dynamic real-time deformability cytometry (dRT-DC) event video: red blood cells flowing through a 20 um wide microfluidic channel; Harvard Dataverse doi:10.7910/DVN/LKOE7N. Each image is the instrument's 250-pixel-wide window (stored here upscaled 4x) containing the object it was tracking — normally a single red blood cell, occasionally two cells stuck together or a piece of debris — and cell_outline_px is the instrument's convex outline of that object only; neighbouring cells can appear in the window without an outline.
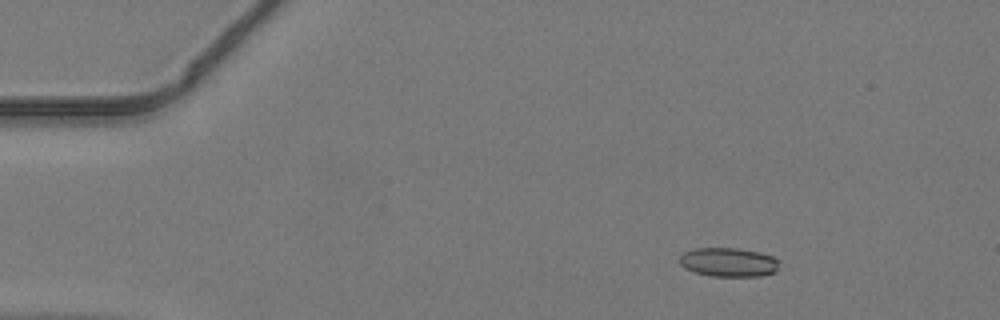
{"species": "common noctule bat (a hibernating species)", "species_latin": "Nyctalus noctula", "temperature_condition": "warm", "stored_images_in_passage": 44, "camera_frame_rate_fps": 3000, "um_per_image_px": 0.085, "animal": {"sex": "male", "body_mass_g": 19.2, "forearm_length_mm": 51.8}, "frame": {"image": 1, "passage_image": 3, "time_ms": 0.667, "image_size_px": [1000, 320], "cell_outline_px": [[780, 260], [776, 272], [760, 276], [712, 276], [696, 272], [684, 268], [680, 264], [680, 256], [684, 252], [696, 248], [740, 248], [760, 252], [772, 256]], "centroid_in_image_um": [61.96, 22.28], "position_along_channel_um": 23.0, "area_um2": 16.94}}
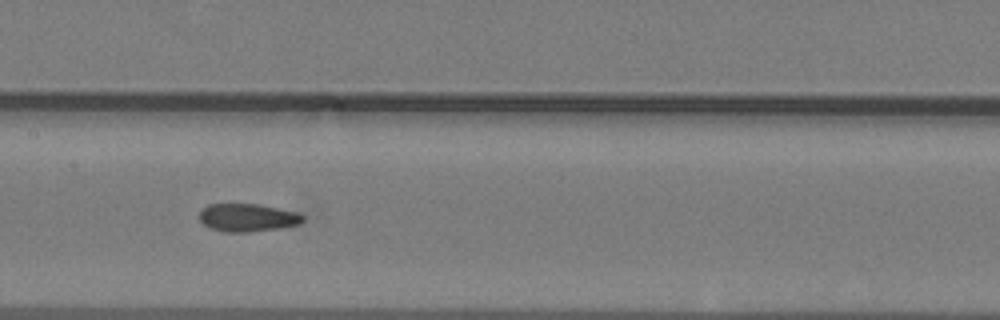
{"frame": {"image": 2, "passage_image": 20, "time_ms": 6.333, "image_size_px": [1000, 320], "cell_outline_px": [[304, 220], [300, 224], [280, 228], [248, 232], [224, 232], [212, 228], [204, 224], [200, 220], [200, 212], [208, 204], [260, 204], [296, 212], [304, 216]], "centroid_in_image_um": [21.06, 18.5], "position_along_channel_um": 186.3, "area_um2": 16.76}}
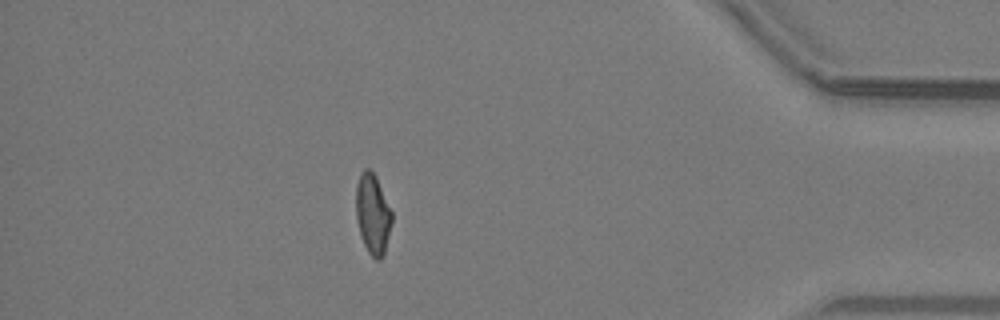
{"frame": {"image": 3, "passage_image": 38, "time_ms": 12.333, "image_size_px": [1000, 320], "cell_outline_px": [[392, 220], [384, 256], [380, 260], [376, 260], [368, 252], [360, 236], [356, 216], [356, 184], [360, 172], [364, 168], [368, 168], [376, 176], [392, 212]], "centroid_in_image_um": [31.67, 18.19], "position_along_channel_um": 403.5, "area_um2": 16.88}}